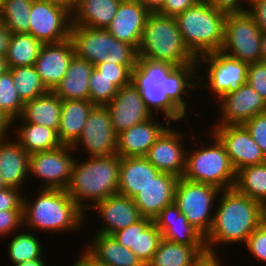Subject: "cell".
<instances>
[{
  "label": "cell",
  "mask_w": 266,
  "mask_h": 266,
  "mask_svg": "<svg viewBox=\"0 0 266 266\" xmlns=\"http://www.w3.org/2000/svg\"><path fill=\"white\" fill-rule=\"evenodd\" d=\"M93 69L91 63L75 55L66 75L53 92L61 100H89V79Z\"/></svg>",
  "instance_id": "f1b7e54d"
},
{
  "label": "cell",
  "mask_w": 266,
  "mask_h": 266,
  "mask_svg": "<svg viewBox=\"0 0 266 266\" xmlns=\"http://www.w3.org/2000/svg\"><path fill=\"white\" fill-rule=\"evenodd\" d=\"M112 236L127 249H135L136 223L118 230Z\"/></svg>",
  "instance_id": "db71d44e"
},
{
  "label": "cell",
  "mask_w": 266,
  "mask_h": 266,
  "mask_svg": "<svg viewBox=\"0 0 266 266\" xmlns=\"http://www.w3.org/2000/svg\"><path fill=\"white\" fill-rule=\"evenodd\" d=\"M159 173L144 156L122 157L118 193L133 199Z\"/></svg>",
  "instance_id": "4316f807"
},
{
  "label": "cell",
  "mask_w": 266,
  "mask_h": 266,
  "mask_svg": "<svg viewBox=\"0 0 266 266\" xmlns=\"http://www.w3.org/2000/svg\"><path fill=\"white\" fill-rule=\"evenodd\" d=\"M209 147L203 141L202 148L186 153L185 170L183 178L203 184H208L219 190L234 188L237 171L233 167L225 146L212 133ZM206 146V147H204Z\"/></svg>",
  "instance_id": "8992f818"
},
{
  "label": "cell",
  "mask_w": 266,
  "mask_h": 266,
  "mask_svg": "<svg viewBox=\"0 0 266 266\" xmlns=\"http://www.w3.org/2000/svg\"><path fill=\"white\" fill-rule=\"evenodd\" d=\"M261 52H262V61L266 62V31L262 32Z\"/></svg>",
  "instance_id": "e7e4bbea"
},
{
  "label": "cell",
  "mask_w": 266,
  "mask_h": 266,
  "mask_svg": "<svg viewBox=\"0 0 266 266\" xmlns=\"http://www.w3.org/2000/svg\"><path fill=\"white\" fill-rule=\"evenodd\" d=\"M197 62L206 64L204 70L207 75L205 78L207 82L202 76L198 81H201L198 87H210L211 92L216 93L219 99L246 84L248 63L229 57L221 51L203 55L197 59Z\"/></svg>",
  "instance_id": "30bf717a"
},
{
  "label": "cell",
  "mask_w": 266,
  "mask_h": 266,
  "mask_svg": "<svg viewBox=\"0 0 266 266\" xmlns=\"http://www.w3.org/2000/svg\"><path fill=\"white\" fill-rule=\"evenodd\" d=\"M30 154L14 139H0V175L7 187L21 189L29 173Z\"/></svg>",
  "instance_id": "484cf974"
},
{
  "label": "cell",
  "mask_w": 266,
  "mask_h": 266,
  "mask_svg": "<svg viewBox=\"0 0 266 266\" xmlns=\"http://www.w3.org/2000/svg\"><path fill=\"white\" fill-rule=\"evenodd\" d=\"M262 31L248 13L227 14L221 52L245 63L262 61Z\"/></svg>",
  "instance_id": "9c48e42d"
},
{
  "label": "cell",
  "mask_w": 266,
  "mask_h": 266,
  "mask_svg": "<svg viewBox=\"0 0 266 266\" xmlns=\"http://www.w3.org/2000/svg\"><path fill=\"white\" fill-rule=\"evenodd\" d=\"M235 188L261 203L266 200V162L247 166L237 172Z\"/></svg>",
  "instance_id": "8d00e7d4"
},
{
  "label": "cell",
  "mask_w": 266,
  "mask_h": 266,
  "mask_svg": "<svg viewBox=\"0 0 266 266\" xmlns=\"http://www.w3.org/2000/svg\"><path fill=\"white\" fill-rule=\"evenodd\" d=\"M36 200L23 197V226L44 233H67L80 230L86 213L71 199L66 190L40 189ZM31 202V203H30ZM45 230V231H44Z\"/></svg>",
  "instance_id": "7a4b0ae2"
},
{
  "label": "cell",
  "mask_w": 266,
  "mask_h": 266,
  "mask_svg": "<svg viewBox=\"0 0 266 266\" xmlns=\"http://www.w3.org/2000/svg\"><path fill=\"white\" fill-rule=\"evenodd\" d=\"M46 264H47L46 260L41 257V258H36L30 261H25L23 263H20L14 266H48Z\"/></svg>",
  "instance_id": "94428289"
},
{
  "label": "cell",
  "mask_w": 266,
  "mask_h": 266,
  "mask_svg": "<svg viewBox=\"0 0 266 266\" xmlns=\"http://www.w3.org/2000/svg\"><path fill=\"white\" fill-rule=\"evenodd\" d=\"M43 45L29 33H12L5 56L8 68L33 66Z\"/></svg>",
  "instance_id": "e575fe53"
},
{
  "label": "cell",
  "mask_w": 266,
  "mask_h": 266,
  "mask_svg": "<svg viewBox=\"0 0 266 266\" xmlns=\"http://www.w3.org/2000/svg\"><path fill=\"white\" fill-rule=\"evenodd\" d=\"M24 102L14 86L11 71L0 74V109L13 120L20 117Z\"/></svg>",
  "instance_id": "60d3db41"
},
{
  "label": "cell",
  "mask_w": 266,
  "mask_h": 266,
  "mask_svg": "<svg viewBox=\"0 0 266 266\" xmlns=\"http://www.w3.org/2000/svg\"><path fill=\"white\" fill-rule=\"evenodd\" d=\"M210 130L225 146L231 163L240 169L266 162V156L243 125H213Z\"/></svg>",
  "instance_id": "5bb4252c"
},
{
  "label": "cell",
  "mask_w": 266,
  "mask_h": 266,
  "mask_svg": "<svg viewBox=\"0 0 266 266\" xmlns=\"http://www.w3.org/2000/svg\"><path fill=\"white\" fill-rule=\"evenodd\" d=\"M217 101L221 116L212 125H243L255 115L266 112L265 100L247 83Z\"/></svg>",
  "instance_id": "2e32d148"
},
{
  "label": "cell",
  "mask_w": 266,
  "mask_h": 266,
  "mask_svg": "<svg viewBox=\"0 0 266 266\" xmlns=\"http://www.w3.org/2000/svg\"><path fill=\"white\" fill-rule=\"evenodd\" d=\"M254 258L266 264V228L261 224L248 236L245 243Z\"/></svg>",
  "instance_id": "bcb514c9"
},
{
  "label": "cell",
  "mask_w": 266,
  "mask_h": 266,
  "mask_svg": "<svg viewBox=\"0 0 266 266\" xmlns=\"http://www.w3.org/2000/svg\"><path fill=\"white\" fill-rule=\"evenodd\" d=\"M71 145L30 154L29 173L42 179L41 189L66 190L71 180L74 156Z\"/></svg>",
  "instance_id": "7c38bea8"
},
{
  "label": "cell",
  "mask_w": 266,
  "mask_h": 266,
  "mask_svg": "<svg viewBox=\"0 0 266 266\" xmlns=\"http://www.w3.org/2000/svg\"><path fill=\"white\" fill-rule=\"evenodd\" d=\"M219 195L213 224L205 237L207 252L211 253H217V245H245L248 236L261 224L259 202L240 193L235 187L224 189Z\"/></svg>",
  "instance_id": "6da1fadb"
},
{
  "label": "cell",
  "mask_w": 266,
  "mask_h": 266,
  "mask_svg": "<svg viewBox=\"0 0 266 266\" xmlns=\"http://www.w3.org/2000/svg\"><path fill=\"white\" fill-rule=\"evenodd\" d=\"M95 210L105 223L98 234L112 235L118 230L135 224L142 216L139 213L134 199L116 193L95 203L90 209Z\"/></svg>",
  "instance_id": "d6986e66"
},
{
  "label": "cell",
  "mask_w": 266,
  "mask_h": 266,
  "mask_svg": "<svg viewBox=\"0 0 266 266\" xmlns=\"http://www.w3.org/2000/svg\"><path fill=\"white\" fill-rule=\"evenodd\" d=\"M73 266H97L91 263L83 254H80V258L75 260Z\"/></svg>",
  "instance_id": "6125c7cd"
},
{
  "label": "cell",
  "mask_w": 266,
  "mask_h": 266,
  "mask_svg": "<svg viewBox=\"0 0 266 266\" xmlns=\"http://www.w3.org/2000/svg\"><path fill=\"white\" fill-rule=\"evenodd\" d=\"M33 0H4L0 19L12 33H29Z\"/></svg>",
  "instance_id": "ab89813d"
},
{
  "label": "cell",
  "mask_w": 266,
  "mask_h": 266,
  "mask_svg": "<svg viewBox=\"0 0 266 266\" xmlns=\"http://www.w3.org/2000/svg\"><path fill=\"white\" fill-rule=\"evenodd\" d=\"M45 1H48L50 3H54L56 5L67 8L72 12L74 9L76 0H45Z\"/></svg>",
  "instance_id": "91938a15"
},
{
  "label": "cell",
  "mask_w": 266,
  "mask_h": 266,
  "mask_svg": "<svg viewBox=\"0 0 266 266\" xmlns=\"http://www.w3.org/2000/svg\"><path fill=\"white\" fill-rule=\"evenodd\" d=\"M246 83L266 102V62L260 61L249 64Z\"/></svg>",
  "instance_id": "f6af8a7d"
},
{
  "label": "cell",
  "mask_w": 266,
  "mask_h": 266,
  "mask_svg": "<svg viewBox=\"0 0 266 266\" xmlns=\"http://www.w3.org/2000/svg\"><path fill=\"white\" fill-rule=\"evenodd\" d=\"M220 191L208 184L192 182L183 177L178 179L174 203L187 221L204 237L211 230L215 213L212 208L218 202Z\"/></svg>",
  "instance_id": "ba28073f"
},
{
  "label": "cell",
  "mask_w": 266,
  "mask_h": 266,
  "mask_svg": "<svg viewBox=\"0 0 266 266\" xmlns=\"http://www.w3.org/2000/svg\"><path fill=\"white\" fill-rule=\"evenodd\" d=\"M94 106L90 100H62L57 130L58 139L62 144L72 146L77 141Z\"/></svg>",
  "instance_id": "83f0119b"
},
{
  "label": "cell",
  "mask_w": 266,
  "mask_h": 266,
  "mask_svg": "<svg viewBox=\"0 0 266 266\" xmlns=\"http://www.w3.org/2000/svg\"><path fill=\"white\" fill-rule=\"evenodd\" d=\"M175 67L174 64L168 62L151 61L138 57L137 65L132 70L131 82L139 90L146 108L152 115H155V112L156 115L162 112L166 123L180 121L184 117L188 119L186 117L188 115H185L169 99L162 88V83Z\"/></svg>",
  "instance_id": "52a82bcc"
},
{
  "label": "cell",
  "mask_w": 266,
  "mask_h": 266,
  "mask_svg": "<svg viewBox=\"0 0 266 266\" xmlns=\"http://www.w3.org/2000/svg\"><path fill=\"white\" fill-rule=\"evenodd\" d=\"M22 190L14 187H6L0 190L1 210H23Z\"/></svg>",
  "instance_id": "681fc988"
},
{
  "label": "cell",
  "mask_w": 266,
  "mask_h": 266,
  "mask_svg": "<svg viewBox=\"0 0 266 266\" xmlns=\"http://www.w3.org/2000/svg\"><path fill=\"white\" fill-rule=\"evenodd\" d=\"M62 100L53 92L25 102L19 118L13 120L28 122L54 129L56 132L60 124Z\"/></svg>",
  "instance_id": "4dcf8cb0"
},
{
  "label": "cell",
  "mask_w": 266,
  "mask_h": 266,
  "mask_svg": "<svg viewBox=\"0 0 266 266\" xmlns=\"http://www.w3.org/2000/svg\"><path fill=\"white\" fill-rule=\"evenodd\" d=\"M206 246H188L162 239L147 266H192Z\"/></svg>",
  "instance_id": "d6a6232c"
},
{
  "label": "cell",
  "mask_w": 266,
  "mask_h": 266,
  "mask_svg": "<svg viewBox=\"0 0 266 266\" xmlns=\"http://www.w3.org/2000/svg\"><path fill=\"white\" fill-rule=\"evenodd\" d=\"M103 76L113 80V84L120 89L131 83L132 70L136 65H119L115 63H100L94 66Z\"/></svg>",
  "instance_id": "7bdbcfd3"
},
{
  "label": "cell",
  "mask_w": 266,
  "mask_h": 266,
  "mask_svg": "<svg viewBox=\"0 0 266 266\" xmlns=\"http://www.w3.org/2000/svg\"><path fill=\"white\" fill-rule=\"evenodd\" d=\"M248 13L254 18L262 32L266 31V0H250Z\"/></svg>",
  "instance_id": "f5cc1de1"
},
{
  "label": "cell",
  "mask_w": 266,
  "mask_h": 266,
  "mask_svg": "<svg viewBox=\"0 0 266 266\" xmlns=\"http://www.w3.org/2000/svg\"><path fill=\"white\" fill-rule=\"evenodd\" d=\"M200 67L198 63L176 66L162 83V88H164L169 99L185 115H187L188 103L183 100V95L186 94L187 96L190 90H196L199 83L197 80L201 78L198 76Z\"/></svg>",
  "instance_id": "1f68e13d"
},
{
  "label": "cell",
  "mask_w": 266,
  "mask_h": 266,
  "mask_svg": "<svg viewBox=\"0 0 266 266\" xmlns=\"http://www.w3.org/2000/svg\"><path fill=\"white\" fill-rule=\"evenodd\" d=\"M29 34L43 44L59 43L70 37L72 13L69 9L45 0H33Z\"/></svg>",
  "instance_id": "8fae6325"
},
{
  "label": "cell",
  "mask_w": 266,
  "mask_h": 266,
  "mask_svg": "<svg viewBox=\"0 0 266 266\" xmlns=\"http://www.w3.org/2000/svg\"><path fill=\"white\" fill-rule=\"evenodd\" d=\"M137 49L124 42H120L113 37V50L108 53L104 62L115 63L119 65H137Z\"/></svg>",
  "instance_id": "ee69618b"
},
{
  "label": "cell",
  "mask_w": 266,
  "mask_h": 266,
  "mask_svg": "<svg viewBox=\"0 0 266 266\" xmlns=\"http://www.w3.org/2000/svg\"><path fill=\"white\" fill-rule=\"evenodd\" d=\"M205 2L225 14H233L247 12L250 0H206Z\"/></svg>",
  "instance_id": "f907efd6"
},
{
  "label": "cell",
  "mask_w": 266,
  "mask_h": 266,
  "mask_svg": "<svg viewBox=\"0 0 266 266\" xmlns=\"http://www.w3.org/2000/svg\"><path fill=\"white\" fill-rule=\"evenodd\" d=\"M226 16L206 2H198L175 17L186 46L197 59L221 50Z\"/></svg>",
  "instance_id": "5b68a950"
},
{
  "label": "cell",
  "mask_w": 266,
  "mask_h": 266,
  "mask_svg": "<svg viewBox=\"0 0 266 266\" xmlns=\"http://www.w3.org/2000/svg\"><path fill=\"white\" fill-rule=\"evenodd\" d=\"M138 57L175 66L198 63L180 33L175 17L150 13L142 30Z\"/></svg>",
  "instance_id": "277c9868"
},
{
  "label": "cell",
  "mask_w": 266,
  "mask_h": 266,
  "mask_svg": "<svg viewBox=\"0 0 266 266\" xmlns=\"http://www.w3.org/2000/svg\"><path fill=\"white\" fill-rule=\"evenodd\" d=\"M121 0H76L72 25L106 29L115 17Z\"/></svg>",
  "instance_id": "f546056e"
},
{
  "label": "cell",
  "mask_w": 266,
  "mask_h": 266,
  "mask_svg": "<svg viewBox=\"0 0 266 266\" xmlns=\"http://www.w3.org/2000/svg\"><path fill=\"white\" fill-rule=\"evenodd\" d=\"M12 31L0 19V55L6 56L11 42Z\"/></svg>",
  "instance_id": "11a10c76"
},
{
  "label": "cell",
  "mask_w": 266,
  "mask_h": 266,
  "mask_svg": "<svg viewBox=\"0 0 266 266\" xmlns=\"http://www.w3.org/2000/svg\"><path fill=\"white\" fill-rule=\"evenodd\" d=\"M198 0H165L162 8L157 12L163 16L176 17L188 8L194 7Z\"/></svg>",
  "instance_id": "816d5d0a"
},
{
  "label": "cell",
  "mask_w": 266,
  "mask_h": 266,
  "mask_svg": "<svg viewBox=\"0 0 266 266\" xmlns=\"http://www.w3.org/2000/svg\"><path fill=\"white\" fill-rule=\"evenodd\" d=\"M243 126L266 156V112L255 115Z\"/></svg>",
  "instance_id": "7dc6e473"
},
{
  "label": "cell",
  "mask_w": 266,
  "mask_h": 266,
  "mask_svg": "<svg viewBox=\"0 0 266 266\" xmlns=\"http://www.w3.org/2000/svg\"><path fill=\"white\" fill-rule=\"evenodd\" d=\"M69 38L75 55L93 66L103 63L113 50V36L106 29L72 25Z\"/></svg>",
  "instance_id": "7402d4cb"
},
{
  "label": "cell",
  "mask_w": 266,
  "mask_h": 266,
  "mask_svg": "<svg viewBox=\"0 0 266 266\" xmlns=\"http://www.w3.org/2000/svg\"><path fill=\"white\" fill-rule=\"evenodd\" d=\"M8 69L9 68L5 57L0 55V74L6 72Z\"/></svg>",
  "instance_id": "03108f58"
},
{
  "label": "cell",
  "mask_w": 266,
  "mask_h": 266,
  "mask_svg": "<svg viewBox=\"0 0 266 266\" xmlns=\"http://www.w3.org/2000/svg\"><path fill=\"white\" fill-rule=\"evenodd\" d=\"M105 106L109 110L112 128L116 134L153 116L146 108L139 90L132 82L118 89L112 101Z\"/></svg>",
  "instance_id": "e0dca14e"
},
{
  "label": "cell",
  "mask_w": 266,
  "mask_h": 266,
  "mask_svg": "<svg viewBox=\"0 0 266 266\" xmlns=\"http://www.w3.org/2000/svg\"><path fill=\"white\" fill-rule=\"evenodd\" d=\"M9 70L11 71L18 95L24 103L49 92L34 65L19 66L9 68Z\"/></svg>",
  "instance_id": "74e56055"
},
{
  "label": "cell",
  "mask_w": 266,
  "mask_h": 266,
  "mask_svg": "<svg viewBox=\"0 0 266 266\" xmlns=\"http://www.w3.org/2000/svg\"><path fill=\"white\" fill-rule=\"evenodd\" d=\"M153 115L148 120L136 124L117 134L116 154L122 157L145 156L160 135L171 125L160 124Z\"/></svg>",
  "instance_id": "44dd1931"
},
{
  "label": "cell",
  "mask_w": 266,
  "mask_h": 266,
  "mask_svg": "<svg viewBox=\"0 0 266 266\" xmlns=\"http://www.w3.org/2000/svg\"><path fill=\"white\" fill-rule=\"evenodd\" d=\"M184 134V135H183ZM186 134L171 125L160 135L144 156L159 172L169 173L178 178L183 176L186 148L183 145Z\"/></svg>",
  "instance_id": "9a60e30c"
},
{
  "label": "cell",
  "mask_w": 266,
  "mask_h": 266,
  "mask_svg": "<svg viewBox=\"0 0 266 266\" xmlns=\"http://www.w3.org/2000/svg\"><path fill=\"white\" fill-rule=\"evenodd\" d=\"M75 56L70 38L59 43L44 44L35 61V68L49 91L61 82Z\"/></svg>",
  "instance_id": "ac0fdd59"
},
{
  "label": "cell",
  "mask_w": 266,
  "mask_h": 266,
  "mask_svg": "<svg viewBox=\"0 0 266 266\" xmlns=\"http://www.w3.org/2000/svg\"><path fill=\"white\" fill-rule=\"evenodd\" d=\"M21 125V126H20ZM12 132L16 134V140L28 154L51 150L62 145L54 129L42 125L21 122Z\"/></svg>",
  "instance_id": "836d02e7"
},
{
  "label": "cell",
  "mask_w": 266,
  "mask_h": 266,
  "mask_svg": "<svg viewBox=\"0 0 266 266\" xmlns=\"http://www.w3.org/2000/svg\"><path fill=\"white\" fill-rule=\"evenodd\" d=\"M178 177L159 173L133 199L142 217L154 218L160 211L174 202Z\"/></svg>",
  "instance_id": "603a6c76"
},
{
  "label": "cell",
  "mask_w": 266,
  "mask_h": 266,
  "mask_svg": "<svg viewBox=\"0 0 266 266\" xmlns=\"http://www.w3.org/2000/svg\"><path fill=\"white\" fill-rule=\"evenodd\" d=\"M27 231L16 233L8 243V255L13 265L43 257V248L38 237Z\"/></svg>",
  "instance_id": "f35d334b"
},
{
  "label": "cell",
  "mask_w": 266,
  "mask_h": 266,
  "mask_svg": "<svg viewBox=\"0 0 266 266\" xmlns=\"http://www.w3.org/2000/svg\"><path fill=\"white\" fill-rule=\"evenodd\" d=\"M3 3H4V0H0V13H1V10H2V7H3Z\"/></svg>",
  "instance_id": "a7ac6f4b"
},
{
  "label": "cell",
  "mask_w": 266,
  "mask_h": 266,
  "mask_svg": "<svg viewBox=\"0 0 266 266\" xmlns=\"http://www.w3.org/2000/svg\"><path fill=\"white\" fill-rule=\"evenodd\" d=\"M219 257L217 253L205 252L202 254L192 266H220Z\"/></svg>",
  "instance_id": "9f6ffc18"
},
{
  "label": "cell",
  "mask_w": 266,
  "mask_h": 266,
  "mask_svg": "<svg viewBox=\"0 0 266 266\" xmlns=\"http://www.w3.org/2000/svg\"><path fill=\"white\" fill-rule=\"evenodd\" d=\"M83 255L97 266H145L142 261L112 235L95 233Z\"/></svg>",
  "instance_id": "d4e9b609"
},
{
  "label": "cell",
  "mask_w": 266,
  "mask_h": 266,
  "mask_svg": "<svg viewBox=\"0 0 266 266\" xmlns=\"http://www.w3.org/2000/svg\"><path fill=\"white\" fill-rule=\"evenodd\" d=\"M14 125L13 119L0 109V139L8 138V131Z\"/></svg>",
  "instance_id": "6f0895ef"
},
{
  "label": "cell",
  "mask_w": 266,
  "mask_h": 266,
  "mask_svg": "<svg viewBox=\"0 0 266 266\" xmlns=\"http://www.w3.org/2000/svg\"><path fill=\"white\" fill-rule=\"evenodd\" d=\"M162 239V233L153 222V219L142 217L136 222L135 249L130 250L147 266Z\"/></svg>",
  "instance_id": "d590c367"
},
{
  "label": "cell",
  "mask_w": 266,
  "mask_h": 266,
  "mask_svg": "<svg viewBox=\"0 0 266 266\" xmlns=\"http://www.w3.org/2000/svg\"><path fill=\"white\" fill-rule=\"evenodd\" d=\"M7 186L5 185V183L3 182V179L0 175V190H3L4 188H6Z\"/></svg>",
  "instance_id": "003e7915"
},
{
  "label": "cell",
  "mask_w": 266,
  "mask_h": 266,
  "mask_svg": "<svg viewBox=\"0 0 266 266\" xmlns=\"http://www.w3.org/2000/svg\"><path fill=\"white\" fill-rule=\"evenodd\" d=\"M150 13H157L165 3V0H138Z\"/></svg>",
  "instance_id": "680465c9"
},
{
  "label": "cell",
  "mask_w": 266,
  "mask_h": 266,
  "mask_svg": "<svg viewBox=\"0 0 266 266\" xmlns=\"http://www.w3.org/2000/svg\"><path fill=\"white\" fill-rule=\"evenodd\" d=\"M149 14L138 0H121L115 17L106 30L120 42L137 49Z\"/></svg>",
  "instance_id": "ffe728a7"
},
{
  "label": "cell",
  "mask_w": 266,
  "mask_h": 266,
  "mask_svg": "<svg viewBox=\"0 0 266 266\" xmlns=\"http://www.w3.org/2000/svg\"><path fill=\"white\" fill-rule=\"evenodd\" d=\"M25 228L23 226V210H1L0 211V237H8L10 233Z\"/></svg>",
  "instance_id": "c3c4849f"
},
{
  "label": "cell",
  "mask_w": 266,
  "mask_h": 266,
  "mask_svg": "<svg viewBox=\"0 0 266 266\" xmlns=\"http://www.w3.org/2000/svg\"><path fill=\"white\" fill-rule=\"evenodd\" d=\"M163 239L188 246H206L205 237L195 229L173 202L154 218Z\"/></svg>",
  "instance_id": "cb8c5ba5"
},
{
  "label": "cell",
  "mask_w": 266,
  "mask_h": 266,
  "mask_svg": "<svg viewBox=\"0 0 266 266\" xmlns=\"http://www.w3.org/2000/svg\"><path fill=\"white\" fill-rule=\"evenodd\" d=\"M118 88L95 67L89 79V100L95 105H106L117 94Z\"/></svg>",
  "instance_id": "b9f144b4"
},
{
  "label": "cell",
  "mask_w": 266,
  "mask_h": 266,
  "mask_svg": "<svg viewBox=\"0 0 266 266\" xmlns=\"http://www.w3.org/2000/svg\"><path fill=\"white\" fill-rule=\"evenodd\" d=\"M89 157L116 154L117 134L112 128L109 110L105 105H95L90 112L81 136L72 145L74 152L79 146Z\"/></svg>",
  "instance_id": "4fadbf2b"
},
{
  "label": "cell",
  "mask_w": 266,
  "mask_h": 266,
  "mask_svg": "<svg viewBox=\"0 0 266 266\" xmlns=\"http://www.w3.org/2000/svg\"><path fill=\"white\" fill-rule=\"evenodd\" d=\"M119 173L117 154L90 157L82 162L75 159L67 194L86 213L95 203L118 193ZM85 200L92 201V205L85 204Z\"/></svg>",
  "instance_id": "3957f363"
},
{
  "label": "cell",
  "mask_w": 266,
  "mask_h": 266,
  "mask_svg": "<svg viewBox=\"0 0 266 266\" xmlns=\"http://www.w3.org/2000/svg\"><path fill=\"white\" fill-rule=\"evenodd\" d=\"M261 225L266 228V200L260 203Z\"/></svg>",
  "instance_id": "be15d7a7"
}]
</instances>
